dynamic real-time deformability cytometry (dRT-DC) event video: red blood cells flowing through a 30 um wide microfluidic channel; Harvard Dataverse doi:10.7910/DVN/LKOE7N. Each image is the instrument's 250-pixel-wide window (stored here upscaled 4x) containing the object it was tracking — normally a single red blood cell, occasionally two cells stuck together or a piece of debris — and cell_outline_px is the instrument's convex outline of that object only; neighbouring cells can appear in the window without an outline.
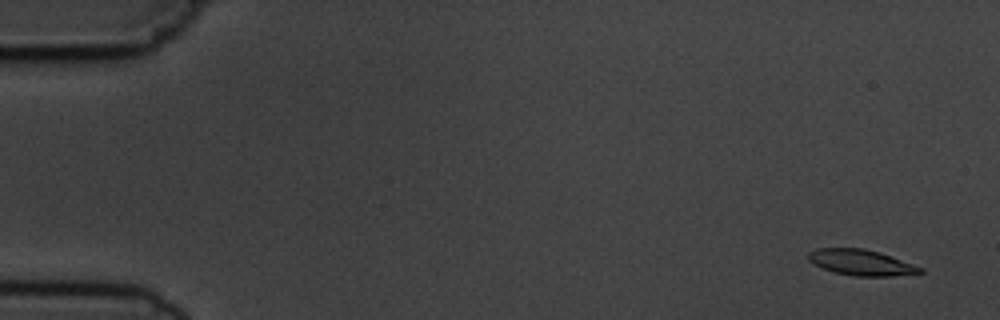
{"species": "common noctule bat (a hibernating species)", "species_latin": "Nyctalus noctula", "temperature_condition": "cold", "stored_images_in_passage": 4, "camera_frame_rate_fps": 3000, "um_per_image_px": 0.085, "animal": {"sex": "male", "body_mass_g": 19.5, "forearm_length_mm": 54.6}, "frame": {"image": 1, "passage_image": 1, "time_ms": 0.0, "image_size_px": [1000, 320], "cell_outline_px": [[924, 272], [892, 276], [856, 276], [836, 272], [824, 268], [808, 260], [808, 252], [816, 248], [864, 248], [880, 252], [924, 268]], "centroid_in_image_um": [73.22, 22.3], "position_along_channel_um": 11.8, "area_um2": 16.65}}
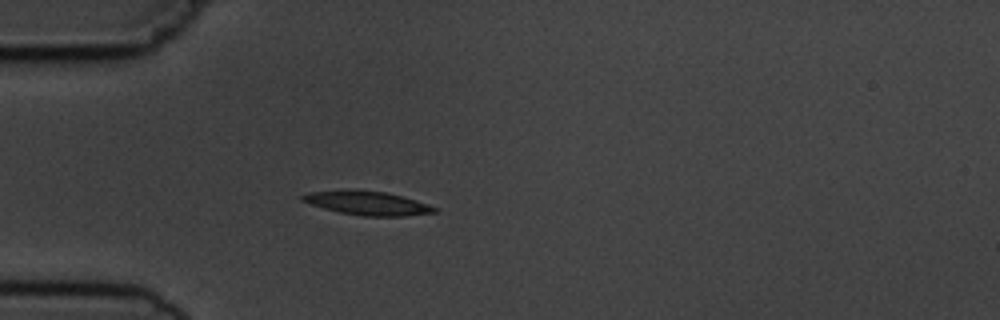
{"frame": {"image": 2, "passage_image": 4, "time_ms": 4.333, "image_size_px": [1000, 320], "cell_outline_px": [[436, 212], [404, 216], [364, 216], [340, 212], [324, 208], [300, 200], [300, 196], [308, 192], [356, 188], [388, 192], [416, 200], [428, 204], [436, 208]], "centroid_in_image_um": [31.2, 17.23], "position_along_channel_um": 53.8, "area_um2": 18.55}}